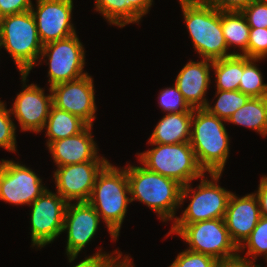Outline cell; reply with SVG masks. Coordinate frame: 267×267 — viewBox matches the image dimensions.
I'll use <instances>...</instances> for the list:
<instances>
[{
	"instance_id": "obj_1",
	"label": "cell",
	"mask_w": 267,
	"mask_h": 267,
	"mask_svg": "<svg viewBox=\"0 0 267 267\" xmlns=\"http://www.w3.org/2000/svg\"><path fill=\"white\" fill-rule=\"evenodd\" d=\"M87 202L100 215L111 238L116 241L131 203L126 166L119 168L108 162L98 173Z\"/></svg>"
},
{
	"instance_id": "obj_2",
	"label": "cell",
	"mask_w": 267,
	"mask_h": 267,
	"mask_svg": "<svg viewBox=\"0 0 267 267\" xmlns=\"http://www.w3.org/2000/svg\"><path fill=\"white\" fill-rule=\"evenodd\" d=\"M127 163L130 200L139 201L155 211L162 222L174 221L181 208L183 185L176 180L152 172L144 167ZM177 209V210H176Z\"/></svg>"
},
{
	"instance_id": "obj_3",
	"label": "cell",
	"mask_w": 267,
	"mask_h": 267,
	"mask_svg": "<svg viewBox=\"0 0 267 267\" xmlns=\"http://www.w3.org/2000/svg\"><path fill=\"white\" fill-rule=\"evenodd\" d=\"M184 23L199 58L215 61L239 55L228 52L221 27V11L207 4L204 0H179Z\"/></svg>"
},
{
	"instance_id": "obj_4",
	"label": "cell",
	"mask_w": 267,
	"mask_h": 267,
	"mask_svg": "<svg viewBox=\"0 0 267 267\" xmlns=\"http://www.w3.org/2000/svg\"><path fill=\"white\" fill-rule=\"evenodd\" d=\"M225 120L205 108L193 109L189 143L206 173H222L229 158L230 139Z\"/></svg>"
},
{
	"instance_id": "obj_5",
	"label": "cell",
	"mask_w": 267,
	"mask_h": 267,
	"mask_svg": "<svg viewBox=\"0 0 267 267\" xmlns=\"http://www.w3.org/2000/svg\"><path fill=\"white\" fill-rule=\"evenodd\" d=\"M10 54L20 74L37 66L43 44L31 10L0 18V49Z\"/></svg>"
},
{
	"instance_id": "obj_6",
	"label": "cell",
	"mask_w": 267,
	"mask_h": 267,
	"mask_svg": "<svg viewBox=\"0 0 267 267\" xmlns=\"http://www.w3.org/2000/svg\"><path fill=\"white\" fill-rule=\"evenodd\" d=\"M149 144L152 149L137 154V160L148 170L172 178L183 186L206 174L199 166L189 142Z\"/></svg>"
},
{
	"instance_id": "obj_7",
	"label": "cell",
	"mask_w": 267,
	"mask_h": 267,
	"mask_svg": "<svg viewBox=\"0 0 267 267\" xmlns=\"http://www.w3.org/2000/svg\"><path fill=\"white\" fill-rule=\"evenodd\" d=\"M205 175L200 178L201 182L195 188L191 185L192 182L182 187L180 206L184 205L188 197L190 203L172 224H193L224 218L232 192L218 185L222 173H209L211 180Z\"/></svg>"
},
{
	"instance_id": "obj_8",
	"label": "cell",
	"mask_w": 267,
	"mask_h": 267,
	"mask_svg": "<svg viewBox=\"0 0 267 267\" xmlns=\"http://www.w3.org/2000/svg\"><path fill=\"white\" fill-rule=\"evenodd\" d=\"M171 234L180 236L189 245L187 250L217 260L238 254V247L231 240L224 219H211L193 224H172L167 237Z\"/></svg>"
},
{
	"instance_id": "obj_9",
	"label": "cell",
	"mask_w": 267,
	"mask_h": 267,
	"mask_svg": "<svg viewBox=\"0 0 267 267\" xmlns=\"http://www.w3.org/2000/svg\"><path fill=\"white\" fill-rule=\"evenodd\" d=\"M83 46L77 33L43 45L38 62L44 61L49 65V88L88 74L84 72L86 56Z\"/></svg>"
},
{
	"instance_id": "obj_10",
	"label": "cell",
	"mask_w": 267,
	"mask_h": 267,
	"mask_svg": "<svg viewBox=\"0 0 267 267\" xmlns=\"http://www.w3.org/2000/svg\"><path fill=\"white\" fill-rule=\"evenodd\" d=\"M68 202L57 192L46 189L32 204L30 213L31 247L42 248L63 233Z\"/></svg>"
},
{
	"instance_id": "obj_11",
	"label": "cell",
	"mask_w": 267,
	"mask_h": 267,
	"mask_svg": "<svg viewBox=\"0 0 267 267\" xmlns=\"http://www.w3.org/2000/svg\"><path fill=\"white\" fill-rule=\"evenodd\" d=\"M42 179L26 165L0 161V200L13 205L32 204L45 190Z\"/></svg>"
},
{
	"instance_id": "obj_12",
	"label": "cell",
	"mask_w": 267,
	"mask_h": 267,
	"mask_svg": "<svg viewBox=\"0 0 267 267\" xmlns=\"http://www.w3.org/2000/svg\"><path fill=\"white\" fill-rule=\"evenodd\" d=\"M22 89L17 94L15 101L10 108L11 115L15 117L21 131L40 133L49 116L52 102V92L45 94V88H40L37 84H26L29 74H20Z\"/></svg>"
},
{
	"instance_id": "obj_13",
	"label": "cell",
	"mask_w": 267,
	"mask_h": 267,
	"mask_svg": "<svg viewBox=\"0 0 267 267\" xmlns=\"http://www.w3.org/2000/svg\"><path fill=\"white\" fill-rule=\"evenodd\" d=\"M93 82L88 73L78 79L54 85L50 88L53 106L74 114L88 126H93L97 118Z\"/></svg>"
},
{
	"instance_id": "obj_14",
	"label": "cell",
	"mask_w": 267,
	"mask_h": 267,
	"mask_svg": "<svg viewBox=\"0 0 267 267\" xmlns=\"http://www.w3.org/2000/svg\"><path fill=\"white\" fill-rule=\"evenodd\" d=\"M73 0H36L31 7L41 43L57 41L76 33L72 23Z\"/></svg>"
},
{
	"instance_id": "obj_15",
	"label": "cell",
	"mask_w": 267,
	"mask_h": 267,
	"mask_svg": "<svg viewBox=\"0 0 267 267\" xmlns=\"http://www.w3.org/2000/svg\"><path fill=\"white\" fill-rule=\"evenodd\" d=\"M100 215L88 202H69L63 232H67L66 255L72 263L99 230Z\"/></svg>"
},
{
	"instance_id": "obj_16",
	"label": "cell",
	"mask_w": 267,
	"mask_h": 267,
	"mask_svg": "<svg viewBox=\"0 0 267 267\" xmlns=\"http://www.w3.org/2000/svg\"><path fill=\"white\" fill-rule=\"evenodd\" d=\"M109 161H88L59 166L53 171L56 192L68 203L87 202L96 177Z\"/></svg>"
},
{
	"instance_id": "obj_17",
	"label": "cell",
	"mask_w": 267,
	"mask_h": 267,
	"mask_svg": "<svg viewBox=\"0 0 267 267\" xmlns=\"http://www.w3.org/2000/svg\"><path fill=\"white\" fill-rule=\"evenodd\" d=\"M261 217L259 202L254 193L238 197L232 192L223 219L229 236L237 247L250 235Z\"/></svg>"
},
{
	"instance_id": "obj_18",
	"label": "cell",
	"mask_w": 267,
	"mask_h": 267,
	"mask_svg": "<svg viewBox=\"0 0 267 267\" xmlns=\"http://www.w3.org/2000/svg\"><path fill=\"white\" fill-rule=\"evenodd\" d=\"M92 127L87 125L80 133L53 141L47 146L56 167L88 161H108L98 155L99 148L94 141Z\"/></svg>"
},
{
	"instance_id": "obj_19",
	"label": "cell",
	"mask_w": 267,
	"mask_h": 267,
	"mask_svg": "<svg viewBox=\"0 0 267 267\" xmlns=\"http://www.w3.org/2000/svg\"><path fill=\"white\" fill-rule=\"evenodd\" d=\"M211 68V60H190L176 76L174 84L192 109L205 108L209 102L205 96L210 87L209 83H212Z\"/></svg>"
},
{
	"instance_id": "obj_20",
	"label": "cell",
	"mask_w": 267,
	"mask_h": 267,
	"mask_svg": "<svg viewBox=\"0 0 267 267\" xmlns=\"http://www.w3.org/2000/svg\"><path fill=\"white\" fill-rule=\"evenodd\" d=\"M193 113H168L156 124L148 143L177 144L190 141Z\"/></svg>"
},
{
	"instance_id": "obj_21",
	"label": "cell",
	"mask_w": 267,
	"mask_h": 267,
	"mask_svg": "<svg viewBox=\"0 0 267 267\" xmlns=\"http://www.w3.org/2000/svg\"><path fill=\"white\" fill-rule=\"evenodd\" d=\"M86 126L87 124L79 117L52 105L43 128V131L46 129V146L53 141L76 135Z\"/></svg>"
},
{
	"instance_id": "obj_22",
	"label": "cell",
	"mask_w": 267,
	"mask_h": 267,
	"mask_svg": "<svg viewBox=\"0 0 267 267\" xmlns=\"http://www.w3.org/2000/svg\"><path fill=\"white\" fill-rule=\"evenodd\" d=\"M226 122L255 130L263 137L267 136V97L249 98Z\"/></svg>"
},
{
	"instance_id": "obj_23",
	"label": "cell",
	"mask_w": 267,
	"mask_h": 267,
	"mask_svg": "<svg viewBox=\"0 0 267 267\" xmlns=\"http://www.w3.org/2000/svg\"><path fill=\"white\" fill-rule=\"evenodd\" d=\"M221 27L228 50L238 47L239 55L248 57L250 26L242 12L221 11Z\"/></svg>"
},
{
	"instance_id": "obj_24",
	"label": "cell",
	"mask_w": 267,
	"mask_h": 267,
	"mask_svg": "<svg viewBox=\"0 0 267 267\" xmlns=\"http://www.w3.org/2000/svg\"><path fill=\"white\" fill-rule=\"evenodd\" d=\"M216 90L236 91L243 76V55H232L230 57L212 61Z\"/></svg>"
},
{
	"instance_id": "obj_25",
	"label": "cell",
	"mask_w": 267,
	"mask_h": 267,
	"mask_svg": "<svg viewBox=\"0 0 267 267\" xmlns=\"http://www.w3.org/2000/svg\"><path fill=\"white\" fill-rule=\"evenodd\" d=\"M264 59L249 58L243 55V76L239 91L250 98L267 97V83H264L262 72L256 62Z\"/></svg>"
},
{
	"instance_id": "obj_26",
	"label": "cell",
	"mask_w": 267,
	"mask_h": 267,
	"mask_svg": "<svg viewBox=\"0 0 267 267\" xmlns=\"http://www.w3.org/2000/svg\"><path fill=\"white\" fill-rule=\"evenodd\" d=\"M215 92L214 99L216 97L217 101H215L214 106L208 102L205 109L210 114L216 115L218 118L225 121H227L238 109L243 107L250 98L239 90H216Z\"/></svg>"
},
{
	"instance_id": "obj_27",
	"label": "cell",
	"mask_w": 267,
	"mask_h": 267,
	"mask_svg": "<svg viewBox=\"0 0 267 267\" xmlns=\"http://www.w3.org/2000/svg\"><path fill=\"white\" fill-rule=\"evenodd\" d=\"M245 249H247L245 251L247 257H243L246 259L255 262L257 257L264 255L267 261V217L262 216L260 218L250 235L238 247V253L244 252Z\"/></svg>"
},
{
	"instance_id": "obj_28",
	"label": "cell",
	"mask_w": 267,
	"mask_h": 267,
	"mask_svg": "<svg viewBox=\"0 0 267 267\" xmlns=\"http://www.w3.org/2000/svg\"><path fill=\"white\" fill-rule=\"evenodd\" d=\"M94 3V10L101 14L110 26H126V4H123V0H95Z\"/></svg>"
},
{
	"instance_id": "obj_29",
	"label": "cell",
	"mask_w": 267,
	"mask_h": 267,
	"mask_svg": "<svg viewBox=\"0 0 267 267\" xmlns=\"http://www.w3.org/2000/svg\"><path fill=\"white\" fill-rule=\"evenodd\" d=\"M159 93L158 104L164 113H193V109L185 101L175 84L162 89Z\"/></svg>"
},
{
	"instance_id": "obj_30",
	"label": "cell",
	"mask_w": 267,
	"mask_h": 267,
	"mask_svg": "<svg viewBox=\"0 0 267 267\" xmlns=\"http://www.w3.org/2000/svg\"><path fill=\"white\" fill-rule=\"evenodd\" d=\"M16 129L10 109L0 100V147L12 153L17 152Z\"/></svg>"
},
{
	"instance_id": "obj_31",
	"label": "cell",
	"mask_w": 267,
	"mask_h": 267,
	"mask_svg": "<svg viewBox=\"0 0 267 267\" xmlns=\"http://www.w3.org/2000/svg\"><path fill=\"white\" fill-rule=\"evenodd\" d=\"M102 249L100 248L91 256H86L84 260H81L72 267H117L128 256L125 254L124 257L118 249L110 254L105 251L101 252Z\"/></svg>"
},
{
	"instance_id": "obj_32",
	"label": "cell",
	"mask_w": 267,
	"mask_h": 267,
	"mask_svg": "<svg viewBox=\"0 0 267 267\" xmlns=\"http://www.w3.org/2000/svg\"><path fill=\"white\" fill-rule=\"evenodd\" d=\"M217 261L211 256L185 249L178 253L169 267H215Z\"/></svg>"
},
{
	"instance_id": "obj_33",
	"label": "cell",
	"mask_w": 267,
	"mask_h": 267,
	"mask_svg": "<svg viewBox=\"0 0 267 267\" xmlns=\"http://www.w3.org/2000/svg\"><path fill=\"white\" fill-rule=\"evenodd\" d=\"M241 12L250 28H267V0H254Z\"/></svg>"
},
{
	"instance_id": "obj_34",
	"label": "cell",
	"mask_w": 267,
	"mask_h": 267,
	"mask_svg": "<svg viewBox=\"0 0 267 267\" xmlns=\"http://www.w3.org/2000/svg\"><path fill=\"white\" fill-rule=\"evenodd\" d=\"M248 57L256 59L267 57V28H250Z\"/></svg>"
},
{
	"instance_id": "obj_35",
	"label": "cell",
	"mask_w": 267,
	"mask_h": 267,
	"mask_svg": "<svg viewBox=\"0 0 267 267\" xmlns=\"http://www.w3.org/2000/svg\"><path fill=\"white\" fill-rule=\"evenodd\" d=\"M153 0H123L126 4V25L137 23L150 12Z\"/></svg>"
},
{
	"instance_id": "obj_36",
	"label": "cell",
	"mask_w": 267,
	"mask_h": 267,
	"mask_svg": "<svg viewBox=\"0 0 267 267\" xmlns=\"http://www.w3.org/2000/svg\"><path fill=\"white\" fill-rule=\"evenodd\" d=\"M31 0H0V18L31 10Z\"/></svg>"
},
{
	"instance_id": "obj_37",
	"label": "cell",
	"mask_w": 267,
	"mask_h": 267,
	"mask_svg": "<svg viewBox=\"0 0 267 267\" xmlns=\"http://www.w3.org/2000/svg\"><path fill=\"white\" fill-rule=\"evenodd\" d=\"M219 11H238L241 12L248 7L254 0H204Z\"/></svg>"
},
{
	"instance_id": "obj_38",
	"label": "cell",
	"mask_w": 267,
	"mask_h": 267,
	"mask_svg": "<svg viewBox=\"0 0 267 267\" xmlns=\"http://www.w3.org/2000/svg\"><path fill=\"white\" fill-rule=\"evenodd\" d=\"M240 254L238 253L231 258L218 260L215 267H261L258 264L256 265L254 261L242 257Z\"/></svg>"
},
{
	"instance_id": "obj_39",
	"label": "cell",
	"mask_w": 267,
	"mask_h": 267,
	"mask_svg": "<svg viewBox=\"0 0 267 267\" xmlns=\"http://www.w3.org/2000/svg\"><path fill=\"white\" fill-rule=\"evenodd\" d=\"M258 190L254 193L259 202L261 216L267 217V174L262 175Z\"/></svg>"
},
{
	"instance_id": "obj_40",
	"label": "cell",
	"mask_w": 267,
	"mask_h": 267,
	"mask_svg": "<svg viewBox=\"0 0 267 267\" xmlns=\"http://www.w3.org/2000/svg\"><path fill=\"white\" fill-rule=\"evenodd\" d=\"M132 258L128 255L117 267H135Z\"/></svg>"
}]
</instances>
